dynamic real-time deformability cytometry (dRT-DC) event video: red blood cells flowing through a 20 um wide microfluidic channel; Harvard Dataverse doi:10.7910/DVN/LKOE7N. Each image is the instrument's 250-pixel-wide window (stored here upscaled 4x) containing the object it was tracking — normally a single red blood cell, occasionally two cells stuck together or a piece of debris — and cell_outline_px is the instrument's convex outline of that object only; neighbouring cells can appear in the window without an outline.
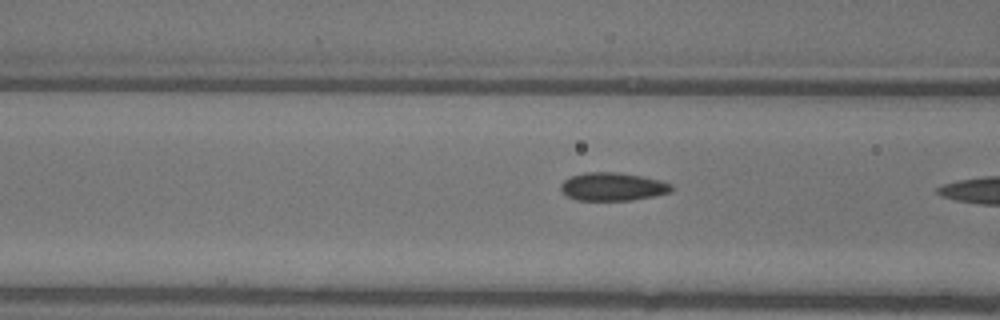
{"species": "common noctule bat (a hibernating species)", "species_latin": "Nyctalus noctula", "temperature_condition": "warm", "stored_images_in_passage": 9, "camera_frame_rate_fps": 3000, "um_per_image_px": 0.085, "animal": {"sex": "female"}, "frame": {"image": 1, "passage_image": 8, "time_ms": 2.333, "image_size_px": [1000, 320], "cell_outline_px": [[672, 192], [632, 200], [576, 200], [568, 196], [560, 188], [560, 184], [564, 180], [572, 176], [584, 172], [616, 172], [644, 176], [660, 180], [672, 184]], "centroid_in_image_um": [52.09, 15.86], "position_along_channel_um": 114.5, "area_um2": 18.15}}